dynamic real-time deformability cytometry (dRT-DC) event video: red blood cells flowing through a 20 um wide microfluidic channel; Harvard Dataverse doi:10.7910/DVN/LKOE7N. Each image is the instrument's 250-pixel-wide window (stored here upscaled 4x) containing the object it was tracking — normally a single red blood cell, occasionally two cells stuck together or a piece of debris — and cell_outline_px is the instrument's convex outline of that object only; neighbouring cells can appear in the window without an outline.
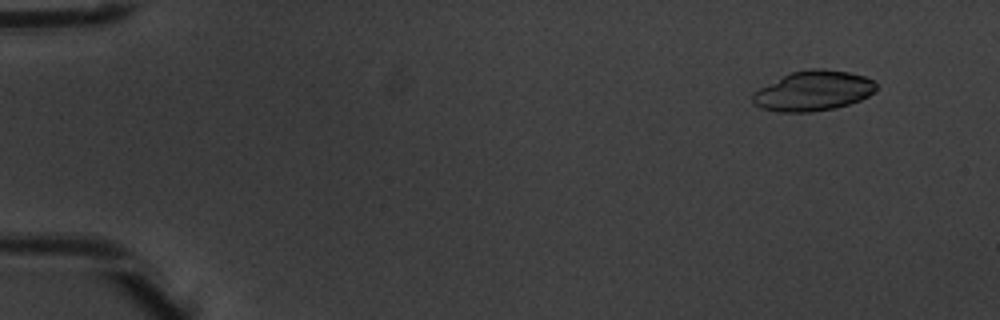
{"species": "common noctule bat (a hibernating species)", "species_latin": "Nyctalus noctula", "temperature_condition": "warm", "stored_images_in_passage": 7, "camera_frame_rate_fps": 3000, "um_per_image_px": 0.085, "animal": {"sex": "male", "body_mass_g": 20.1, "forearm_length_mm": 53.5}, "frame": {"image": 1, "passage_image": 2, "time_ms": 0.333, "image_size_px": [1000, 320], "cell_outline_px": [[876, 92], [860, 100], [836, 108], [812, 112], [776, 112], [760, 108], [752, 104], [752, 92], [792, 72], [812, 68], [824, 68], [848, 72], [864, 76], [872, 80], [876, 84]], "centroid_in_image_um": [69.12, 7.74], "position_along_channel_um": 15.9, "area_um2": 28.9}}